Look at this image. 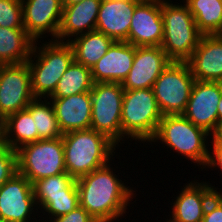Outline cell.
Returning <instances> with one entry per match:
<instances>
[{
    "mask_svg": "<svg viewBox=\"0 0 222 222\" xmlns=\"http://www.w3.org/2000/svg\"><path fill=\"white\" fill-rule=\"evenodd\" d=\"M110 166L109 162L76 179L79 205L97 222H113L123 217L136 192L125 186Z\"/></svg>",
    "mask_w": 222,
    "mask_h": 222,
    "instance_id": "obj_1",
    "label": "cell"
},
{
    "mask_svg": "<svg viewBox=\"0 0 222 222\" xmlns=\"http://www.w3.org/2000/svg\"><path fill=\"white\" fill-rule=\"evenodd\" d=\"M62 140L66 172L74 179L109 163L118 147L104 134L93 129L65 133Z\"/></svg>",
    "mask_w": 222,
    "mask_h": 222,
    "instance_id": "obj_2",
    "label": "cell"
},
{
    "mask_svg": "<svg viewBox=\"0 0 222 222\" xmlns=\"http://www.w3.org/2000/svg\"><path fill=\"white\" fill-rule=\"evenodd\" d=\"M37 42L34 41L27 64L31 72L32 94L44 99L54 92L58 81L74 61V51L66 41H45L39 47Z\"/></svg>",
    "mask_w": 222,
    "mask_h": 222,
    "instance_id": "obj_3",
    "label": "cell"
},
{
    "mask_svg": "<svg viewBox=\"0 0 222 222\" xmlns=\"http://www.w3.org/2000/svg\"><path fill=\"white\" fill-rule=\"evenodd\" d=\"M179 4L161 0L164 36L160 47L171 61L187 62L203 34L198 30L187 5Z\"/></svg>",
    "mask_w": 222,
    "mask_h": 222,
    "instance_id": "obj_4",
    "label": "cell"
},
{
    "mask_svg": "<svg viewBox=\"0 0 222 222\" xmlns=\"http://www.w3.org/2000/svg\"><path fill=\"white\" fill-rule=\"evenodd\" d=\"M209 133L194 125L183 115H165L161 118L152 142L160 140L167 148L205 169L209 158ZM209 150H208V149ZM199 164V165H198ZM202 166V167H201Z\"/></svg>",
    "mask_w": 222,
    "mask_h": 222,
    "instance_id": "obj_5",
    "label": "cell"
},
{
    "mask_svg": "<svg viewBox=\"0 0 222 222\" xmlns=\"http://www.w3.org/2000/svg\"><path fill=\"white\" fill-rule=\"evenodd\" d=\"M163 117L152 88L124 89L121 130L123 138L151 142Z\"/></svg>",
    "mask_w": 222,
    "mask_h": 222,
    "instance_id": "obj_6",
    "label": "cell"
},
{
    "mask_svg": "<svg viewBox=\"0 0 222 222\" xmlns=\"http://www.w3.org/2000/svg\"><path fill=\"white\" fill-rule=\"evenodd\" d=\"M16 153L17 172L32 184L66 172L62 137L25 144Z\"/></svg>",
    "mask_w": 222,
    "mask_h": 222,
    "instance_id": "obj_7",
    "label": "cell"
},
{
    "mask_svg": "<svg viewBox=\"0 0 222 222\" xmlns=\"http://www.w3.org/2000/svg\"><path fill=\"white\" fill-rule=\"evenodd\" d=\"M91 129L104 134L117 146L122 140L121 110L124 89L121 83H94L90 91Z\"/></svg>",
    "mask_w": 222,
    "mask_h": 222,
    "instance_id": "obj_8",
    "label": "cell"
},
{
    "mask_svg": "<svg viewBox=\"0 0 222 222\" xmlns=\"http://www.w3.org/2000/svg\"><path fill=\"white\" fill-rule=\"evenodd\" d=\"M194 82L195 78L187 62L169 63L152 88L163 116L184 113Z\"/></svg>",
    "mask_w": 222,
    "mask_h": 222,
    "instance_id": "obj_9",
    "label": "cell"
},
{
    "mask_svg": "<svg viewBox=\"0 0 222 222\" xmlns=\"http://www.w3.org/2000/svg\"><path fill=\"white\" fill-rule=\"evenodd\" d=\"M35 99L26 63L0 65V117L24 110Z\"/></svg>",
    "mask_w": 222,
    "mask_h": 222,
    "instance_id": "obj_10",
    "label": "cell"
},
{
    "mask_svg": "<svg viewBox=\"0 0 222 222\" xmlns=\"http://www.w3.org/2000/svg\"><path fill=\"white\" fill-rule=\"evenodd\" d=\"M37 211L32 183L23 175L17 172L0 187V217L4 221L29 222Z\"/></svg>",
    "mask_w": 222,
    "mask_h": 222,
    "instance_id": "obj_11",
    "label": "cell"
},
{
    "mask_svg": "<svg viewBox=\"0 0 222 222\" xmlns=\"http://www.w3.org/2000/svg\"><path fill=\"white\" fill-rule=\"evenodd\" d=\"M221 95L222 82L195 80L182 115L211 135L219 123L217 109Z\"/></svg>",
    "mask_w": 222,
    "mask_h": 222,
    "instance_id": "obj_12",
    "label": "cell"
},
{
    "mask_svg": "<svg viewBox=\"0 0 222 222\" xmlns=\"http://www.w3.org/2000/svg\"><path fill=\"white\" fill-rule=\"evenodd\" d=\"M23 24L27 34L34 40L52 35L57 40L63 6L61 0H21ZM44 35V36H43Z\"/></svg>",
    "mask_w": 222,
    "mask_h": 222,
    "instance_id": "obj_13",
    "label": "cell"
},
{
    "mask_svg": "<svg viewBox=\"0 0 222 222\" xmlns=\"http://www.w3.org/2000/svg\"><path fill=\"white\" fill-rule=\"evenodd\" d=\"M163 36L161 0L140 1L132 16L128 42L136 47L160 46Z\"/></svg>",
    "mask_w": 222,
    "mask_h": 222,
    "instance_id": "obj_14",
    "label": "cell"
},
{
    "mask_svg": "<svg viewBox=\"0 0 222 222\" xmlns=\"http://www.w3.org/2000/svg\"><path fill=\"white\" fill-rule=\"evenodd\" d=\"M170 62L160 46H135L133 64L122 83L123 89L153 88L154 82Z\"/></svg>",
    "mask_w": 222,
    "mask_h": 222,
    "instance_id": "obj_15",
    "label": "cell"
},
{
    "mask_svg": "<svg viewBox=\"0 0 222 222\" xmlns=\"http://www.w3.org/2000/svg\"><path fill=\"white\" fill-rule=\"evenodd\" d=\"M195 181L183 186L176 197L172 205L170 222H202L208 202L219 192L215 186L210 185L211 183Z\"/></svg>",
    "mask_w": 222,
    "mask_h": 222,
    "instance_id": "obj_16",
    "label": "cell"
},
{
    "mask_svg": "<svg viewBox=\"0 0 222 222\" xmlns=\"http://www.w3.org/2000/svg\"><path fill=\"white\" fill-rule=\"evenodd\" d=\"M135 46L114 41L106 54L91 68L94 83H123L132 67Z\"/></svg>",
    "mask_w": 222,
    "mask_h": 222,
    "instance_id": "obj_17",
    "label": "cell"
},
{
    "mask_svg": "<svg viewBox=\"0 0 222 222\" xmlns=\"http://www.w3.org/2000/svg\"><path fill=\"white\" fill-rule=\"evenodd\" d=\"M187 63L195 80L222 82V38L202 35Z\"/></svg>",
    "mask_w": 222,
    "mask_h": 222,
    "instance_id": "obj_18",
    "label": "cell"
},
{
    "mask_svg": "<svg viewBox=\"0 0 222 222\" xmlns=\"http://www.w3.org/2000/svg\"><path fill=\"white\" fill-rule=\"evenodd\" d=\"M138 0H102L96 29L114 41L128 42V34Z\"/></svg>",
    "mask_w": 222,
    "mask_h": 222,
    "instance_id": "obj_19",
    "label": "cell"
},
{
    "mask_svg": "<svg viewBox=\"0 0 222 222\" xmlns=\"http://www.w3.org/2000/svg\"><path fill=\"white\" fill-rule=\"evenodd\" d=\"M55 109L56 118L63 134L91 129L90 92L64 98H48Z\"/></svg>",
    "mask_w": 222,
    "mask_h": 222,
    "instance_id": "obj_20",
    "label": "cell"
},
{
    "mask_svg": "<svg viewBox=\"0 0 222 222\" xmlns=\"http://www.w3.org/2000/svg\"><path fill=\"white\" fill-rule=\"evenodd\" d=\"M101 2L102 0H83L63 7L57 40L69 42L78 35L94 31Z\"/></svg>",
    "mask_w": 222,
    "mask_h": 222,
    "instance_id": "obj_21",
    "label": "cell"
},
{
    "mask_svg": "<svg viewBox=\"0 0 222 222\" xmlns=\"http://www.w3.org/2000/svg\"><path fill=\"white\" fill-rule=\"evenodd\" d=\"M33 44L34 40L24 28L0 26V65L26 63Z\"/></svg>",
    "mask_w": 222,
    "mask_h": 222,
    "instance_id": "obj_22",
    "label": "cell"
},
{
    "mask_svg": "<svg viewBox=\"0 0 222 222\" xmlns=\"http://www.w3.org/2000/svg\"><path fill=\"white\" fill-rule=\"evenodd\" d=\"M36 141L37 130H35L32 115L27 109L10 114L3 120V131L0 137L2 144L16 151L21 146Z\"/></svg>",
    "mask_w": 222,
    "mask_h": 222,
    "instance_id": "obj_23",
    "label": "cell"
},
{
    "mask_svg": "<svg viewBox=\"0 0 222 222\" xmlns=\"http://www.w3.org/2000/svg\"><path fill=\"white\" fill-rule=\"evenodd\" d=\"M114 40L97 30L81 34L69 41L74 51V60L92 68L102 58Z\"/></svg>",
    "mask_w": 222,
    "mask_h": 222,
    "instance_id": "obj_24",
    "label": "cell"
},
{
    "mask_svg": "<svg viewBox=\"0 0 222 222\" xmlns=\"http://www.w3.org/2000/svg\"><path fill=\"white\" fill-rule=\"evenodd\" d=\"M203 35L217 34L222 27V0H183Z\"/></svg>",
    "mask_w": 222,
    "mask_h": 222,
    "instance_id": "obj_25",
    "label": "cell"
},
{
    "mask_svg": "<svg viewBox=\"0 0 222 222\" xmlns=\"http://www.w3.org/2000/svg\"><path fill=\"white\" fill-rule=\"evenodd\" d=\"M93 84L91 69L74 60L48 98H64L83 92H90Z\"/></svg>",
    "mask_w": 222,
    "mask_h": 222,
    "instance_id": "obj_26",
    "label": "cell"
},
{
    "mask_svg": "<svg viewBox=\"0 0 222 222\" xmlns=\"http://www.w3.org/2000/svg\"><path fill=\"white\" fill-rule=\"evenodd\" d=\"M32 115L37 141L45 139L61 138L63 133L56 118L55 109L48 98H35L26 108Z\"/></svg>",
    "mask_w": 222,
    "mask_h": 222,
    "instance_id": "obj_27",
    "label": "cell"
},
{
    "mask_svg": "<svg viewBox=\"0 0 222 222\" xmlns=\"http://www.w3.org/2000/svg\"><path fill=\"white\" fill-rule=\"evenodd\" d=\"M75 185L76 179L67 172L35 181L32 186L37 206L46 196L65 195Z\"/></svg>",
    "mask_w": 222,
    "mask_h": 222,
    "instance_id": "obj_28",
    "label": "cell"
},
{
    "mask_svg": "<svg viewBox=\"0 0 222 222\" xmlns=\"http://www.w3.org/2000/svg\"><path fill=\"white\" fill-rule=\"evenodd\" d=\"M78 206L80 205L76 184L65 195L46 196V198L38 205V209L40 208L48 213L47 218L51 219L67 214Z\"/></svg>",
    "mask_w": 222,
    "mask_h": 222,
    "instance_id": "obj_29",
    "label": "cell"
},
{
    "mask_svg": "<svg viewBox=\"0 0 222 222\" xmlns=\"http://www.w3.org/2000/svg\"><path fill=\"white\" fill-rule=\"evenodd\" d=\"M0 26L24 28L21 0H0Z\"/></svg>",
    "mask_w": 222,
    "mask_h": 222,
    "instance_id": "obj_30",
    "label": "cell"
},
{
    "mask_svg": "<svg viewBox=\"0 0 222 222\" xmlns=\"http://www.w3.org/2000/svg\"><path fill=\"white\" fill-rule=\"evenodd\" d=\"M16 173V151L0 142V187Z\"/></svg>",
    "mask_w": 222,
    "mask_h": 222,
    "instance_id": "obj_31",
    "label": "cell"
},
{
    "mask_svg": "<svg viewBox=\"0 0 222 222\" xmlns=\"http://www.w3.org/2000/svg\"><path fill=\"white\" fill-rule=\"evenodd\" d=\"M202 222H222V193H216L210 199Z\"/></svg>",
    "mask_w": 222,
    "mask_h": 222,
    "instance_id": "obj_32",
    "label": "cell"
},
{
    "mask_svg": "<svg viewBox=\"0 0 222 222\" xmlns=\"http://www.w3.org/2000/svg\"><path fill=\"white\" fill-rule=\"evenodd\" d=\"M53 219V220H52ZM50 222H97L88 212L81 206H78L73 211L51 218Z\"/></svg>",
    "mask_w": 222,
    "mask_h": 222,
    "instance_id": "obj_33",
    "label": "cell"
},
{
    "mask_svg": "<svg viewBox=\"0 0 222 222\" xmlns=\"http://www.w3.org/2000/svg\"><path fill=\"white\" fill-rule=\"evenodd\" d=\"M212 151H209V158L205 168L213 169L218 167L222 172V145H212Z\"/></svg>",
    "mask_w": 222,
    "mask_h": 222,
    "instance_id": "obj_34",
    "label": "cell"
},
{
    "mask_svg": "<svg viewBox=\"0 0 222 222\" xmlns=\"http://www.w3.org/2000/svg\"><path fill=\"white\" fill-rule=\"evenodd\" d=\"M210 138L212 139V145H222V122L218 123Z\"/></svg>",
    "mask_w": 222,
    "mask_h": 222,
    "instance_id": "obj_35",
    "label": "cell"
},
{
    "mask_svg": "<svg viewBox=\"0 0 222 222\" xmlns=\"http://www.w3.org/2000/svg\"><path fill=\"white\" fill-rule=\"evenodd\" d=\"M81 1H83V0H61V3H62L63 7H66V6L75 4V3H79Z\"/></svg>",
    "mask_w": 222,
    "mask_h": 222,
    "instance_id": "obj_36",
    "label": "cell"
},
{
    "mask_svg": "<svg viewBox=\"0 0 222 222\" xmlns=\"http://www.w3.org/2000/svg\"><path fill=\"white\" fill-rule=\"evenodd\" d=\"M218 121L219 123L222 122V95H221V98H220V101L218 103Z\"/></svg>",
    "mask_w": 222,
    "mask_h": 222,
    "instance_id": "obj_37",
    "label": "cell"
},
{
    "mask_svg": "<svg viewBox=\"0 0 222 222\" xmlns=\"http://www.w3.org/2000/svg\"><path fill=\"white\" fill-rule=\"evenodd\" d=\"M2 131H3V120L2 118L0 117V137L2 135Z\"/></svg>",
    "mask_w": 222,
    "mask_h": 222,
    "instance_id": "obj_38",
    "label": "cell"
},
{
    "mask_svg": "<svg viewBox=\"0 0 222 222\" xmlns=\"http://www.w3.org/2000/svg\"><path fill=\"white\" fill-rule=\"evenodd\" d=\"M218 37L222 38V27L221 29L218 31V33L216 34Z\"/></svg>",
    "mask_w": 222,
    "mask_h": 222,
    "instance_id": "obj_39",
    "label": "cell"
},
{
    "mask_svg": "<svg viewBox=\"0 0 222 222\" xmlns=\"http://www.w3.org/2000/svg\"><path fill=\"white\" fill-rule=\"evenodd\" d=\"M0 222H7V221H4V220L0 217Z\"/></svg>",
    "mask_w": 222,
    "mask_h": 222,
    "instance_id": "obj_40",
    "label": "cell"
},
{
    "mask_svg": "<svg viewBox=\"0 0 222 222\" xmlns=\"http://www.w3.org/2000/svg\"><path fill=\"white\" fill-rule=\"evenodd\" d=\"M138 1H154V0H138Z\"/></svg>",
    "mask_w": 222,
    "mask_h": 222,
    "instance_id": "obj_41",
    "label": "cell"
}]
</instances>
